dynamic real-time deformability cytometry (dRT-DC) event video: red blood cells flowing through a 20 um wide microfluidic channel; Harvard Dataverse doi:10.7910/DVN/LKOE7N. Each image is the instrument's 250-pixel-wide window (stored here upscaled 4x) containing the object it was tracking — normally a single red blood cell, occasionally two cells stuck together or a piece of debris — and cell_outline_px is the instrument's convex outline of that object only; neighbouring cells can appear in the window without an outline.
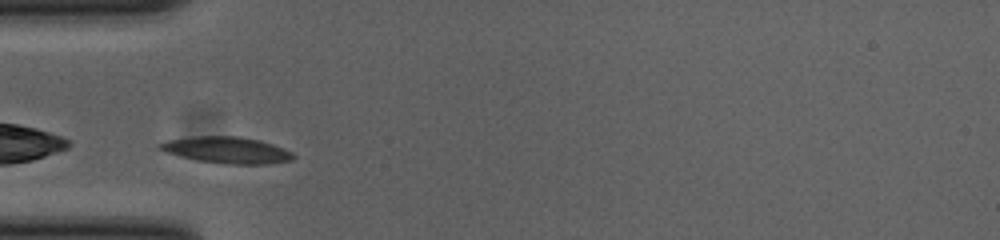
{"species": "common noctule bat (a hibernating species)", "species_latin": "Nyctalus noctula", "temperature_condition": "cold", "stored_images_in_passage": 28, "camera_frame_rate_fps": 3000, "um_per_image_px": 0.085, "animal": {"sex": "female", "body_mass_g": 23.0, "forearm_length_mm": 53.4}, "frame": {"image": 1, "passage_image": 1, "time_ms": 0.0, "image_size_px": [1000, 240], "cell_outline_px": [[296, 156], [292, 160], [268, 164], [224, 164], [200, 160], [180, 156], [164, 152], [156, 148], [156, 144], [168, 140], [192, 136], [240, 136], [260, 140], [284, 148], [292, 152]], "centroid_in_image_um": [19.27, 12.75], "position_along_channel_um": 65.7, "area_um2": 20.75}}
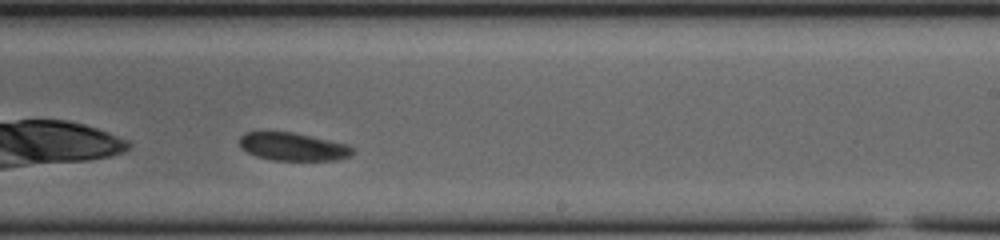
{"frame": {"image": 2, "passage_image": 17, "time_ms": 5.333, "image_size_px": [1000, 240], "cell_outline_px": [[356, 152], [352, 156], [336, 160], [272, 160], [256, 156], [240, 148], [240, 136], [248, 132], [292, 132], [348, 144], [356, 148]], "centroid_in_image_um": [24.97, 12.48], "position_along_channel_um": 264.0, "area_um2": 18.55}}
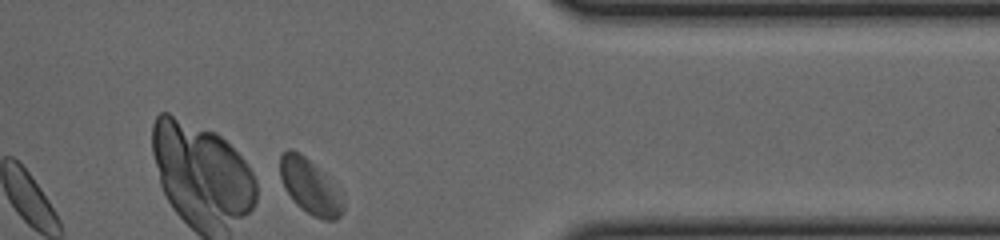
{"frame": {"image": 3, "passage_image": 28, "time_ms": 9.0, "image_size_px": [1000, 240], "cell_outline_px": [[344, 212], [336, 220], [324, 220], [312, 216], [300, 208], [296, 204], [288, 192], [280, 176], [280, 156], [288, 148], [304, 156], [320, 172], [344, 200]], "centroid_in_image_um": [26.33, 15.92], "position_along_channel_um": 385.1, "area_um2": 19.31}, "authors_computed_cell_mechanics": {"area_um2": 19.9121, "velocity_mm_per_s": 3.7331, "shape_relaxation_time_tau1_ms": 3.5751, "shape_relaxation_time_tau2_ms": 2.7057, "deformation_change_tau1": 0.0684, "deformation_change_tau2": 0.0424}}